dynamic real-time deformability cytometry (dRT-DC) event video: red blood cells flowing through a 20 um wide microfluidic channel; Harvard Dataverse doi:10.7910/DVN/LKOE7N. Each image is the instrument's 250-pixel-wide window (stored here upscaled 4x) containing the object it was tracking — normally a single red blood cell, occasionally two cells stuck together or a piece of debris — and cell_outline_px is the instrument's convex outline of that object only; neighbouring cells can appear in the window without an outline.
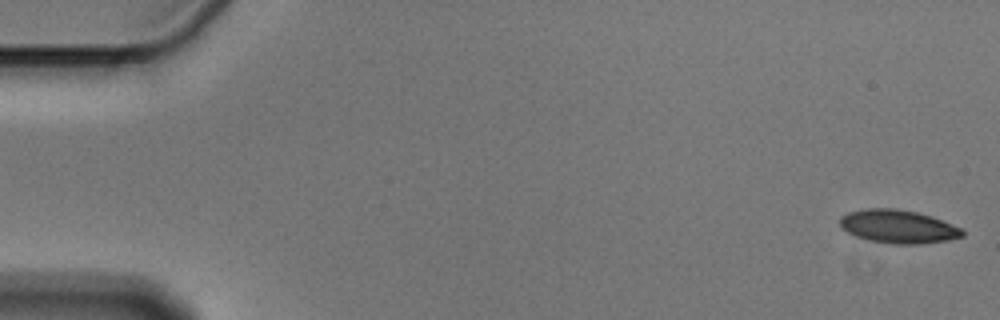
{"species": "Egyptian fruit bat (a non-hibernating species)", "species_latin": "Rousettus aegyptiacus", "temperature_condition": "cold", "stored_images_in_passage": 55, "camera_frame_rate_fps": 3000, "um_per_image_px": 0.085, "animal": {"sex": "male"}, "frame": {"image": 1, "passage_image": 1, "time_ms": 0.0, "image_size_px": [1000, 320], "cell_outline_px": [[964, 236], [948, 240], [920, 244], [892, 244], [868, 240], [856, 236], [848, 232], [840, 224], [840, 216], [848, 212], [868, 208], [896, 208], [916, 212], [932, 216], [964, 228]], "centroid_in_image_um": [76.39, 19.25], "position_along_channel_um": 8.6, "area_um2": 23.93}}
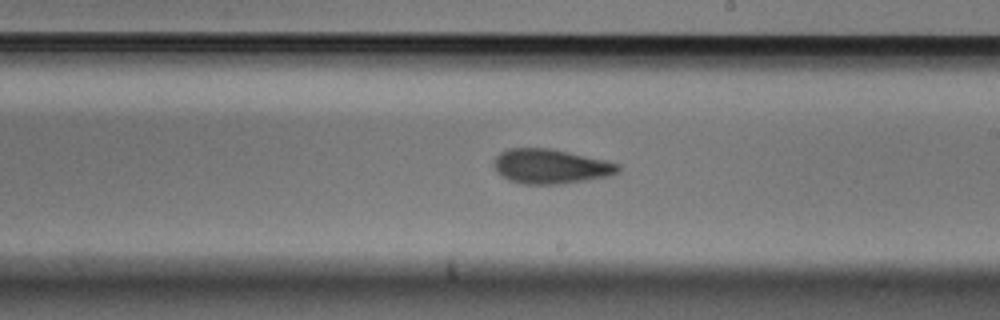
{"frame": {"image": 2, "passage_image": 32, "time_ms": 10.333, "image_size_px": [1000, 320], "cell_outline_px": [[620, 172], [608, 176], [588, 180], [560, 184], [520, 184], [508, 180], [500, 176], [496, 172], [492, 164], [496, 156], [500, 152], [508, 148], [552, 148], [604, 160], [620, 164]], "centroid_in_image_um": [46.76, 14.15], "position_along_channel_um": 242.2, "area_um2": 25.37}}
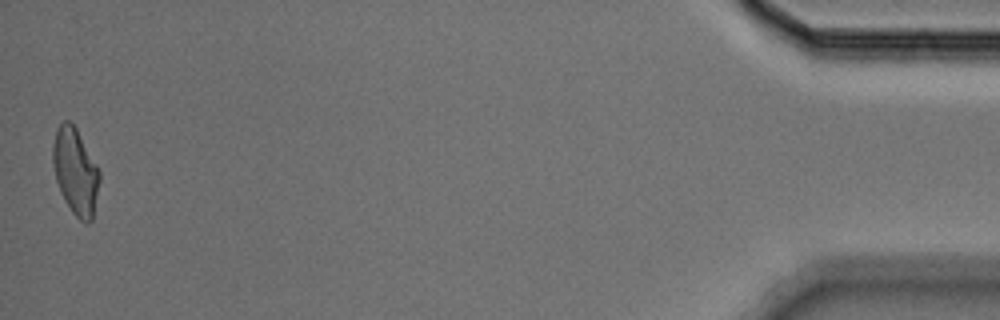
{"frame": {"image": 3, "passage_image": 55, "time_ms": 18.0, "image_size_px": [1000, 320], "cell_outline_px": [[100, 180], [92, 220], [88, 224], [84, 224], [72, 212], [64, 200], [60, 192], [56, 180], [52, 164], [52, 144], [56, 128], [64, 120], [68, 120], [76, 128], [96, 164], [100, 172]], "centroid_in_image_um": [6.39, 14.59], "position_along_channel_um": 428.8, "area_um2": 23.58}, "authors_computed_cell_mechanics": {"area_um2": 24.1026, "velocity_mm_per_s": 3.5968, "shape_relaxation_time_tau1_ms": 3.9184, "shape_relaxation_time_tau2_ms": 3.2443, "deformation_change_tau1": 0.1338, "deformation_change_tau2": 0.0933}}